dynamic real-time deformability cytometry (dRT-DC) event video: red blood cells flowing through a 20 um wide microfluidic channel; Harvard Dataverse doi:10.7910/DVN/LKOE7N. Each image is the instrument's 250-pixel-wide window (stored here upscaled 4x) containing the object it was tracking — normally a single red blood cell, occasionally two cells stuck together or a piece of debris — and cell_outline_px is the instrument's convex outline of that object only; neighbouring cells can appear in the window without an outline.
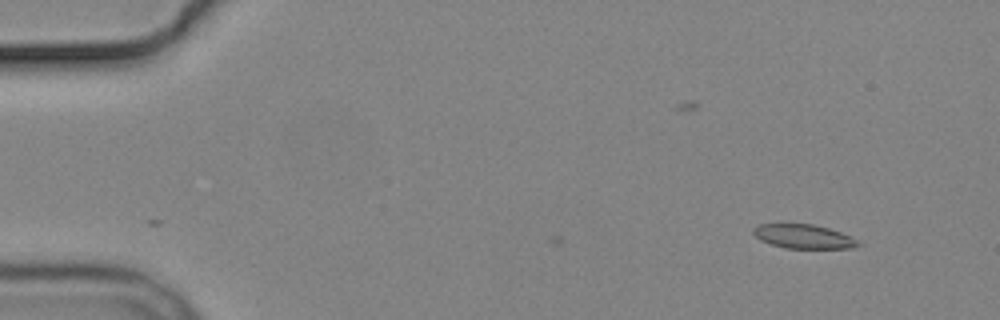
{"species": "common noctule bat (a hibernating species)", "species_latin": "Nyctalus noctula", "temperature_condition": "cold", "stored_images_in_passage": 3, "camera_frame_rate_fps": 3000, "um_per_image_px": 0.085, "animal": {"sex": "male", "body_mass_g": 19.2, "forearm_length_mm": 51.8}, "frame": {"image": 1, "passage_image": 3, "time_ms": 2.333, "image_size_px": [1000, 320], "cell_outline_px": [[860, 244], [852, 248], [784, 248], [760, 240], [752, 232], [752, 228], [760, 224], [780, 220], [784, 220], [812, 224], [828, 228], [852, 236]], "centroid_in_image_um": [68.2, 20.03], "position_along_channel_um": 16.8, "area_um2": 15.37}}